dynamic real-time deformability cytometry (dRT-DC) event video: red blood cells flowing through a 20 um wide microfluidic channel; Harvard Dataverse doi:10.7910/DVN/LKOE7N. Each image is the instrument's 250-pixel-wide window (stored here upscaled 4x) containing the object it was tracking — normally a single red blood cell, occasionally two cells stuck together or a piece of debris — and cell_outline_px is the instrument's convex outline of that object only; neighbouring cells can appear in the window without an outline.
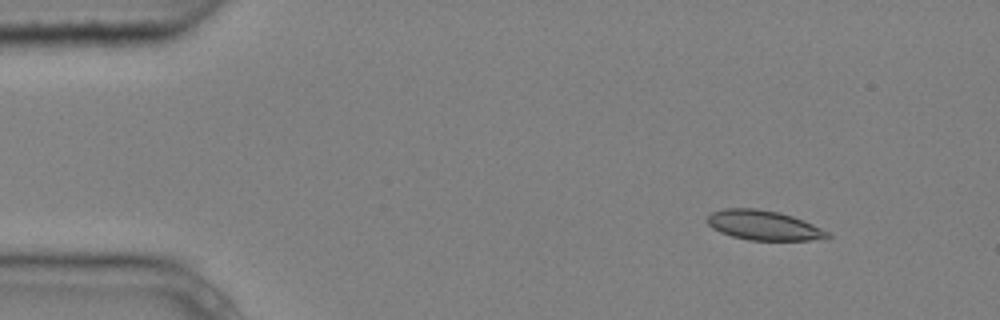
{"species": "common noctule bat (a hibernating species)", "species_latin": "Nyctalus noctula", "temperature_condition": "cold", "stored_images_in_passage": 7, "camera_frame_rate_fps": 3000, "um_per_image_px": 0.085, "animal": {"sex": "male", "body_mass_g": 20.4}, "frame": {"image": 1, "passage_image": 2, "time_ms": 0.333, "image_size_px": [1000, 320], "cell_outline_px": [[832, 236], [808, 240], [748, 240], [732, 236], [720, 232], [712, 228], [704, 220], [712, 212], [724, 208], [756, 208], [780, 212], [804, 220], [828, 232]], "centroid_in_image_um": [64.85, 19.14], "position_along_channel_um": 20.2, "area_um2": 20.75}}
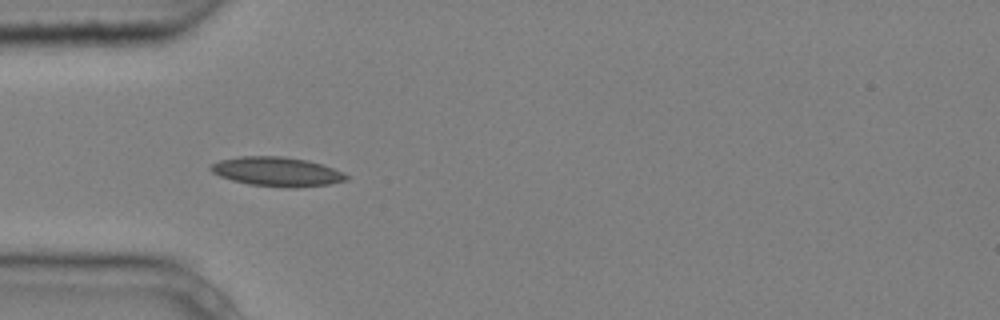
{"frame": {"image": 2, "passage_image": 5, "time_ms": 1.333, "image_size_px": [1000, 320], "cell_outline_px": [[348, 180], [328, 184], [296, 188], [288, 188], [248, 184], [232, 180], [220, 176], [212, 172], [208, 168], [212, 164], [220, 160], [240, 156], [280, 156], [308, 160], [344, 172], [348, 176]], "centroid_in_image_um": [23.54, 14.59], "position_along_channel_um": 61.5, "area_um2": 23.12}}
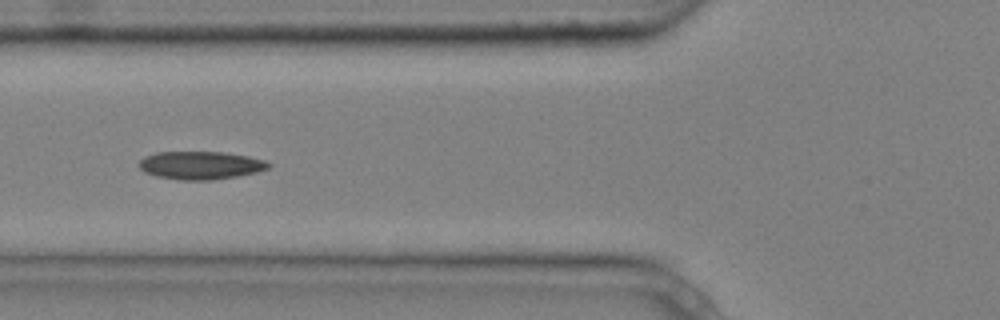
{"frame": {"image": 3, "passage_image": 6, "time_ms": 1.667, "image_size_px": [1000, 320], "cell_outline_px": [[272, 164], [268, 168], [256, 172], [236, 176], [212, 180], [180, 180], [156, 176], [144, 172], [140, 168], [140, 160], [144, 156], [156, 152], [224, 152], [248, 156], [264, 160]], "centroid_in_image_um": [17.04, 14.05], "position_along_channel_um": 108.8, "area_um2": 21.1}}